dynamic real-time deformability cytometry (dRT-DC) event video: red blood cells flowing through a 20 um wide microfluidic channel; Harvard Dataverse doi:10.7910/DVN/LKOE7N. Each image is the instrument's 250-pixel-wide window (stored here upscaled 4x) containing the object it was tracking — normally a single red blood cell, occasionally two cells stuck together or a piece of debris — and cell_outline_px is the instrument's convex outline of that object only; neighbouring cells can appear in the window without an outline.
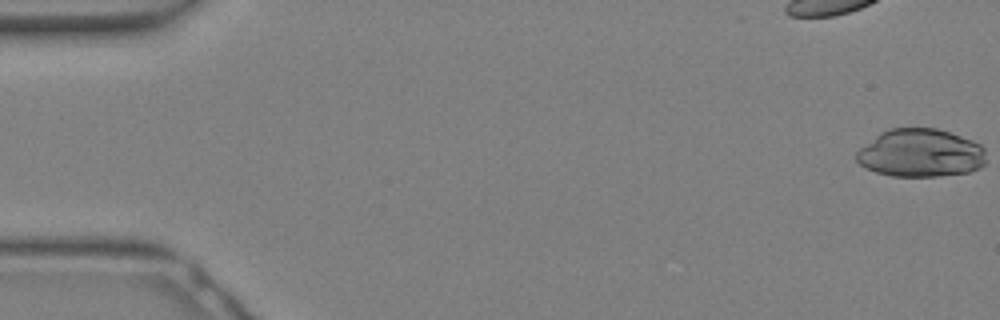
{"species": "Egyptian fruit bat (a non-hibernating species)", "species_latin": "Rousettus aegyptiacus", "temperature_condition": "warm", "stored_images_in_passage": 11, "camera_frame_rate_fps": 3000, "um_per_image_px": 0.085, "animal": {"sex": "female"}, "frame": {"image": 1, "passage_image": 1, "time_ms": 0.0, "image_size_px": [1000, 320], "cell_outline_px": [[984, 164], [980, 168], [968, 172], [940, 176], [892, 176], [876, 172], [860, 164], [856, 160], [856, 152], [860, 148], [880, 132], [888, 128], [936, 128], [972, 140], [980, 144], [984, 148]], "centroid_in_image_um": [78.24, 13.01], "position_along_channel_um": 6.8, "area_um2": 36.24}}